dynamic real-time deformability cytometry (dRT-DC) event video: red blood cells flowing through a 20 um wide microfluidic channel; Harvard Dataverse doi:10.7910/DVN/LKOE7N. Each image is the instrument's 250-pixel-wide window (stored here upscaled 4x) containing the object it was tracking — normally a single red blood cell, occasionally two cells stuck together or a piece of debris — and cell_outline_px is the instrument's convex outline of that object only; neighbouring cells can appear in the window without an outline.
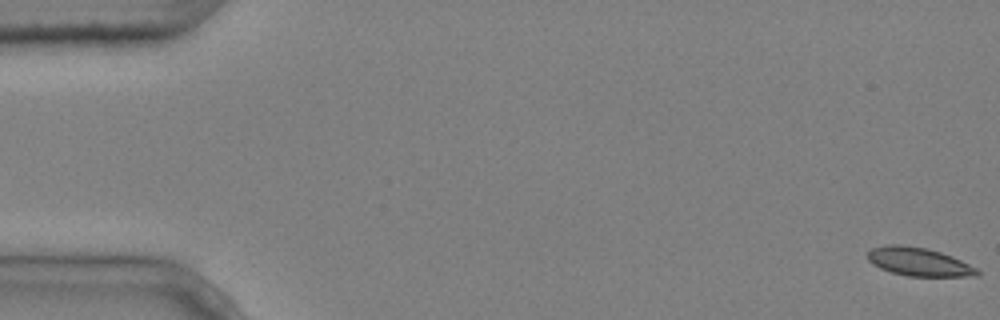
{"species": "common noctule bat (a hibernating species)", "species_latin": "Nyctalus noctula", "temperature_condition": "cold", "stored_images_in_passage": 5, "camera_frame_rate_fps": 3000, "um_per_image_px": 0.085, "animal": {"sex": "male", "body_mass_g": 20.4}, "frame": {"image": 1, "passage_image": 1, "time_ms": 0.0, "image_size_px": [1000, 320], "cell_outline_px": [[980, 276], [908, 276], [892, 272], [880, 268], [872, 264], [868, 260], [868, 252], [872, 248], [888, 244], [900, 244], [928, 248], [952, 256], [976, 268], [980, 272]], "centroid_in_image_um": [78.09, 22.24], "position_along_channel_um": 6.9, "area_um2": 18.09}}
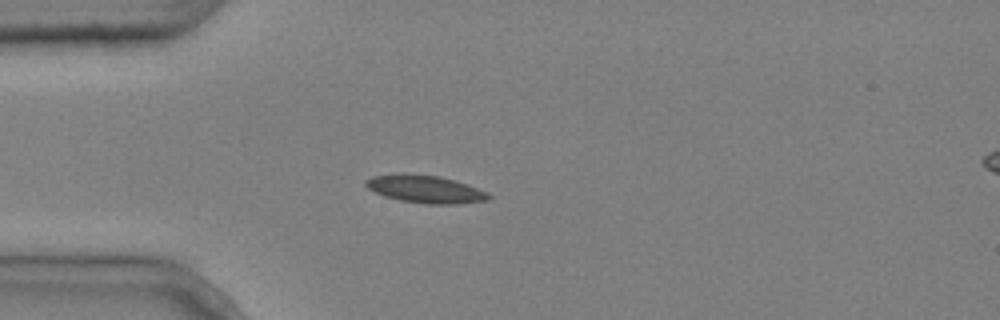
{"frame": {"image": 2, "passage_image": 5, "time_ms": 1.333, "image_size_px": [1000, 320], "cell_outline_px": [[492, 196], [488, 200], [456, 204], [424, 204], [400, 200], [384, 196], [368, 188], [364, 184], [364, 180], [372, 176], [396, 172], [412, 172], [440, 176], [456, 180], [468, 184], [488, 192]], "centroid_in_image_um": [36.13, 16.04], "position_along_channel_um": 48.9, "area_um2": 20.4}}